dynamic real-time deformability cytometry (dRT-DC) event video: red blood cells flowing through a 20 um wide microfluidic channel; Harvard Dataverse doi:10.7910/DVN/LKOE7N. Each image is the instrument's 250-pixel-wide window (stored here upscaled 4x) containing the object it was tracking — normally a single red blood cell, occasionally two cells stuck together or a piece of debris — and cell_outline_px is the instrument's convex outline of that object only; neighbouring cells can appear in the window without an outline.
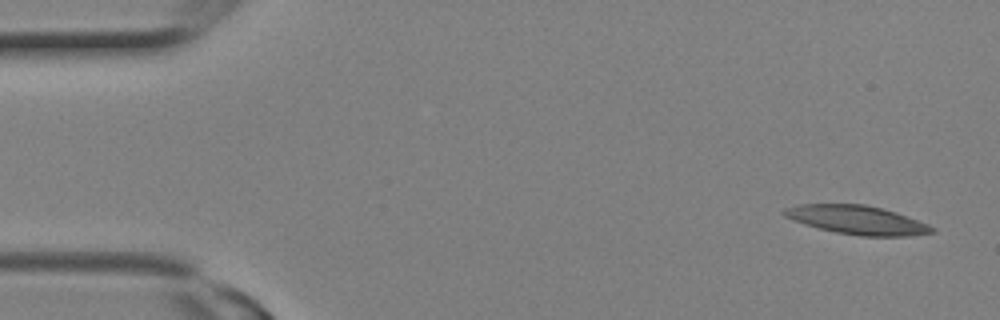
{"species": "Egyptian fruit bat (a non-hibernating species)", "species_latin": "Rousettus aegyptiacus", "temperature_condition": "room temperature", "stored_images_in_passage": 17, "camera_frame_rate_fps": 3000, "um_per_image_px": 0.085, "animal": {"sex": "female"}, "frame": {"image": 1, "passage_image": 1, "time_ms": 0.0, "image_size_px": [1000, 320], "cell_outline_px": [[936, 232], [908, 236], [860, 236], [836, 232], [804, 224], [784, 216], [780, 212], [784, 208], [800, 204], [864, 204], [896, 212], [928, 224], [936, 228]], "centroid_in_image_um": [72.85, 18.69], "position_along_channel_um": 12.1, "area_um2": 24.68}}
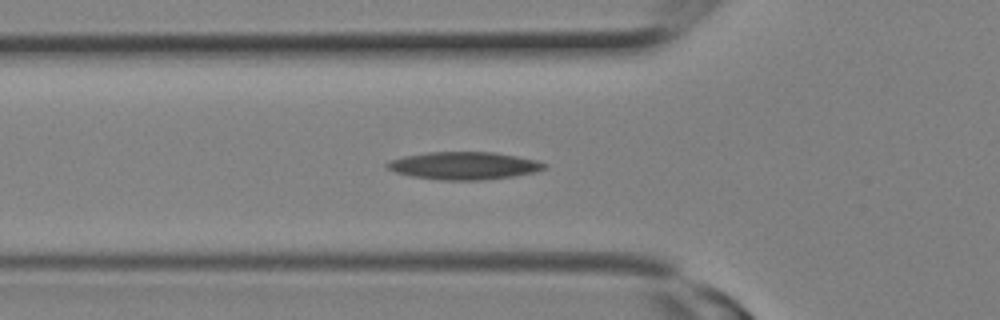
{"frame": {"image": 2, "passage_image": 8, "time_ms": 2.333, "image_size_px": [1000, 320], "cell_outline_px": [[548, 168], [536, 172], [512, 176], [484, 180], [444, 180], [412, 176], [396, 172], [388, 168], [384, 164], [388, 160], [404, 156], [428, 152], [492, 152], [516, 156], [536, 160], [544, 164]], "centroid_in_image_um": [39.42, 14.08], "position_along_channel_um": 86.4, "area_um2": 25.2}}
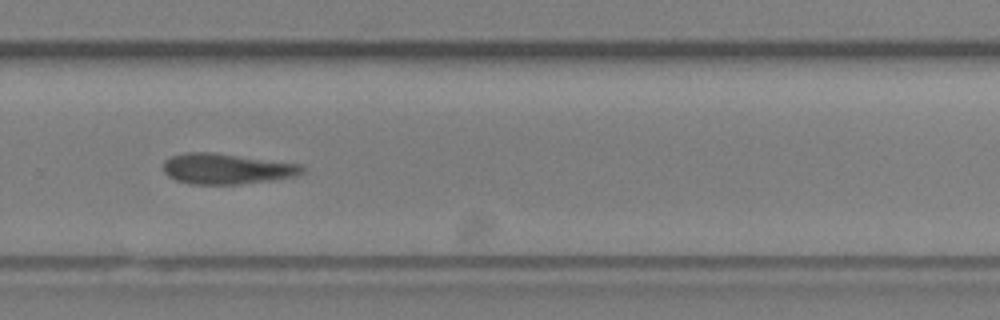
{"frame": {"image": 3, "passage_image": 16, "time_ms": 5.0, "image_size_px": [1000, 320], "cell_outline_px": [[304, 172], [292, 176], [268, 180], [236, 184], [192, 184], [176, 180], [168, 176], [164, 172], [164, 160], [172, 156], [184, 152], [216, 152], [300, 164], [304, 168]], "centroid_in_image_um": [19.21, 14.33], "position_along_channel_um": 310.6, "area_um2": 24.57}}